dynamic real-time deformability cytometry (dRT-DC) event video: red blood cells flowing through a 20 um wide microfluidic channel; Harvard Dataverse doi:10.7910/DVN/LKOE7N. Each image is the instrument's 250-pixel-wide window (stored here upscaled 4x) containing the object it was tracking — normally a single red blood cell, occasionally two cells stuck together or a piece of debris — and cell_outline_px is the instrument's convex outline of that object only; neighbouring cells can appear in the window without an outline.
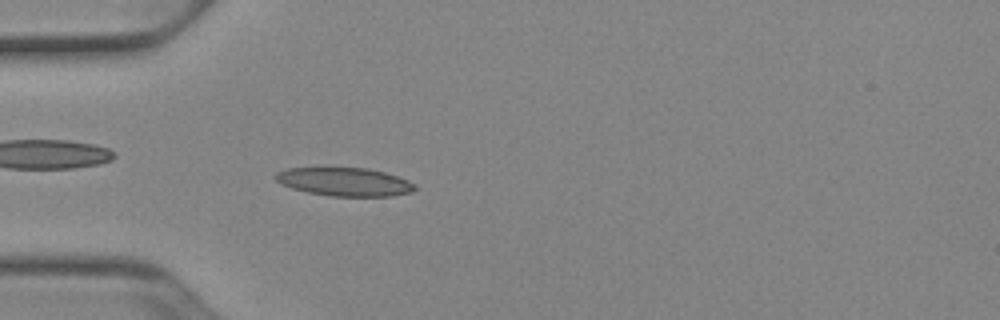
{"species": "Egyptian fruit bat (a non-hibernating species)", "species_latin": "Rousettus aegyptiacus", "temperature_condition": "cold", "stored_images_in_passage": 51, "camera_frame_rate_fps": 3000, "um_per_image_px": 0.085, "animal": {"sex": "female"}, "frame": {"image": 1, "passage_image": 15, "time_ms": 4.667, "image_size_px": [1000, 320], "cell_outline_px": [[416, 188], [412, 192], [392, 196], [328, 196], [308, 192], [292, 188], [280, 184], [272, 176], [276, 172], [288, 168], [368, 168], [384, 172], [408, 180], [416, 184]], "centroid_in_image_um": [29.27, 15.46], "position_along_channel_um": 55.7, "area_um2": 23.12}}
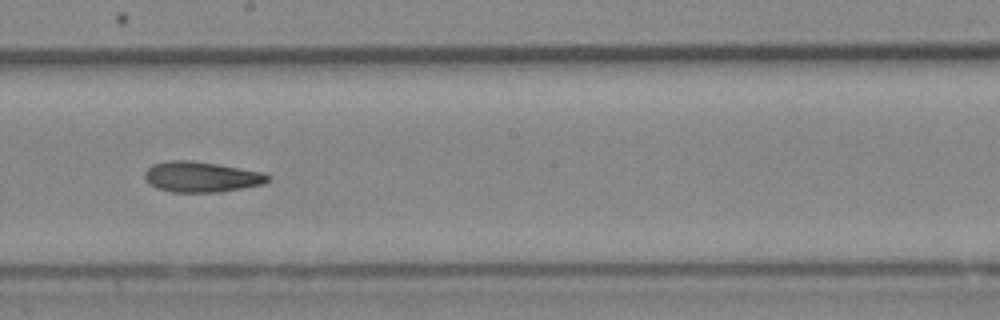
{"frame": {"image": 2, "passage_image": 29, "time_ms": 9.333, "image_size_px": [1000, 320], "cell_outline_px": [[268, 180], [264, 184], [220, 192], [172, 192], [156, 188], [148, 184], [144, 176], [144, 172], [152, 164], [168, 160], [192, 160], [216, 164], [260, 172], [268, 176]], "centroid_in_image_um": [17.03, 15.04], "position_along_channel_um": 231.2, "area_um2": 21.79}}
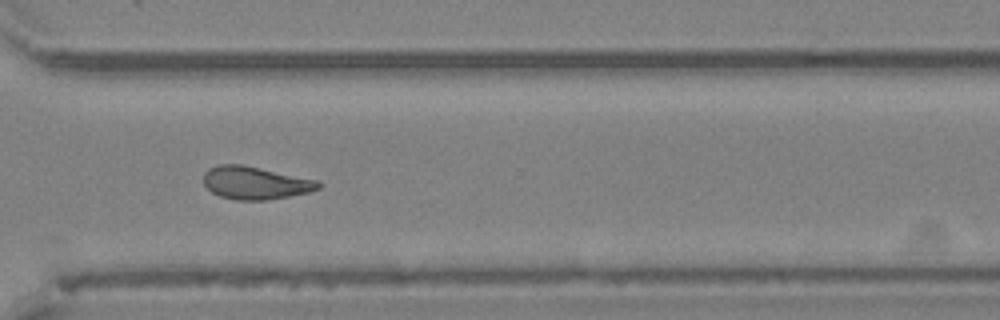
{"frame": {"image": 3, "passage_image": 38, "time_ms": 12.333, "image_size_px": [1000, 320], "cell_outline_px": [[320, 188], [308, 192], [268, 200], [236, 200], [220, 196], [212, 192], [204, 184], [204, 172], [208, 168], [220, 164], [240, 164], [320, 180]], "centroid_in_image_um": [21.7, 15.54], "position_along_channel_um": 348.9, "area_um2": 21.91}, "authors_computed_cell_mechanics": {"area_um2": 21.7906, "velocity_mm_per_s": 3.9131, "shape_relaxation_time_tau1_ms": null, "shape_relaxation_time_tau2_ms": 9.8564, "deformation_change_tau1": null, "deformation_change_tau2": 0.1955}}